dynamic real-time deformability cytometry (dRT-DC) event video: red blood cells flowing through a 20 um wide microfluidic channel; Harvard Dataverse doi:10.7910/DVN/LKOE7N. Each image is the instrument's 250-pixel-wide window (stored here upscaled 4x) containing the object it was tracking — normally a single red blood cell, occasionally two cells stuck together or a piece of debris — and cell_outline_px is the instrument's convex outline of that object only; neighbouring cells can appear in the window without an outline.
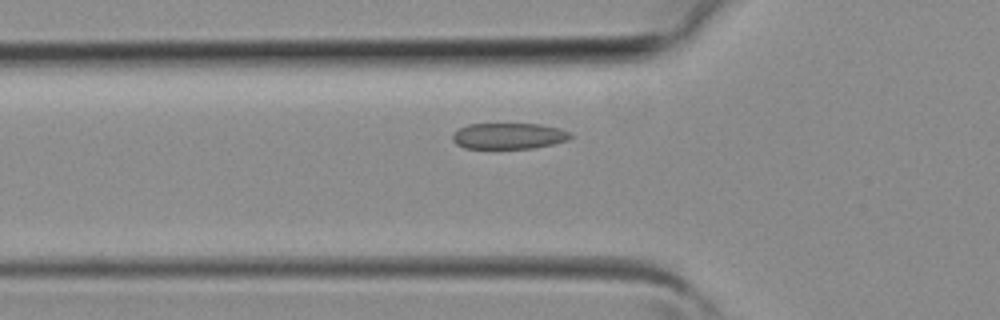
{"species": "common noctule bat (a hibernating species)", "species_latin": "Nyctalus noctula", "temperature_condition": "room temperature", "stored_images_in_passage": 37, "camera_frame_rate_fps": 3000, "um_per_image_px": 0.085, "animal": {"sex": "female", "body_mass_g": 19.3, "forearm_length_mm": 54.1}, "frame": {"image": 1, "passage_image": 10, "time_ms": 3.0, "image_size_px": [1000, 320], "cell_outline_px": [[572, 136], [568, 140], [552, 144], [532, 148], [464, 148], [456, 144], [452, 140], [452, 136], [460, 128], [468, 124], [540, 124], [560, 128], [572, 132]], "centroid_in_image_um": [43.27, 11.55], "position_along_channel_um": 82.5, "area_um2": 17.86}}
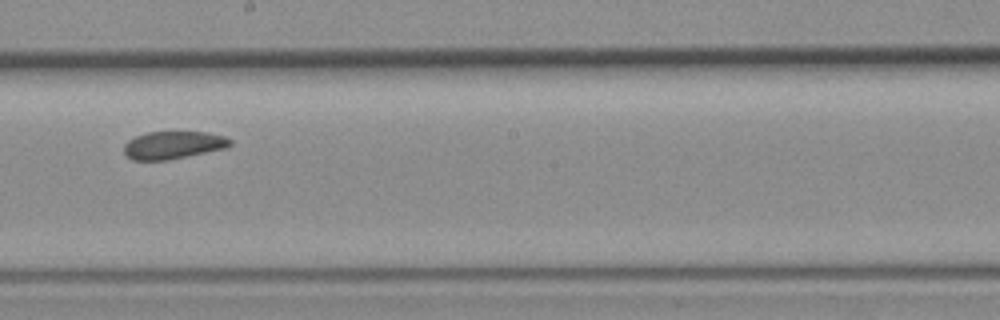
{"frame": {"image": 2, "passage_image": 19, "time_ms": 6.0, "image_size_px": [1000, 320], "cell_outline_px": [[232, 144], [228, 148], [168, 160], [132, 160], [124, 152], [124, 144], [128, 140], [136, 136], [148, 132], [208, 132], [224, 136], [232, 140]], "centroid_in_image_um": [14.75, 12.33], "position_along_channel_um": 233.4, "area_um2": 17.22}}
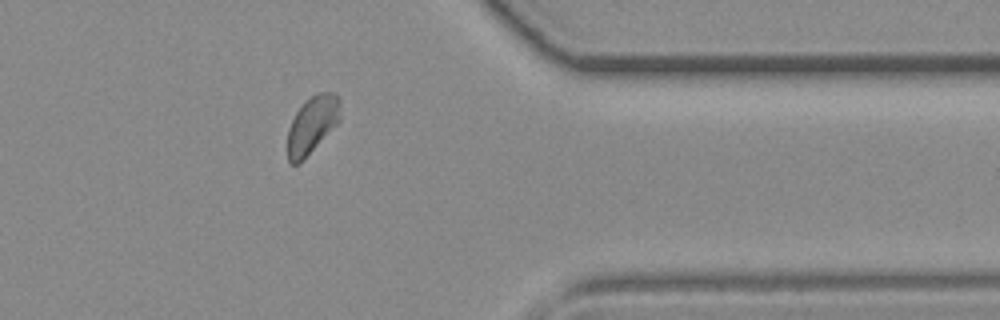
{"frame": {"image": 3, "passage_image": 29, "time_ms": 9.333, "image_size_px": [1000, 320], "cell_outline_px": [[340, 120], [296, 164], [292, 164], [288, 160], [288, 128], [296, 112], [304, 100], [316, 92], [332, 92], [340, 100]], "centroid_in_image_um": [26.52, 10.51], "position_along_channel_um": 384.9, "area_um2": 16.99}}